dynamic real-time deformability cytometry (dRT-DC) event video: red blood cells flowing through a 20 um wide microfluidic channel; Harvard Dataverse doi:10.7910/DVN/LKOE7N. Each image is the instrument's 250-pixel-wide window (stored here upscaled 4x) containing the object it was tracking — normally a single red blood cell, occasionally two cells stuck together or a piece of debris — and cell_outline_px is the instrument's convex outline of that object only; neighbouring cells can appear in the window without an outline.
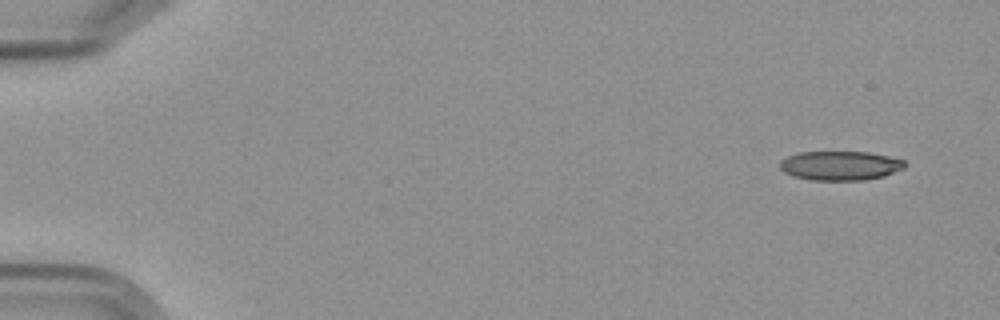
{"species": "Egyptian fruit bat (a non-hibernating species)", "species_latin": "Rousettus aegyptiacus", "temperature_condition": "cold", "stored_images_in_passage": 5, "camera_frame_rate_fps": 3000, "um_per_image_px": 0.085, "frame": {"image": 1, "passage_image": 1, "time_ms": 0.0, "image_size_px": [1000, 320], "cell_outline_px": [[908, 164], [904, 168], [884, 176], [864, 180], [812, 180], [792, 176], [784, 172], [780, 168], [780, 160], [788, 156], [800, 152], [868, 152], [888, 156], [904, 160]], "centroid_in_image_um": [71.42, 14.08], "position_along_channel_um": 13.6, "area_um2": 21.33}}
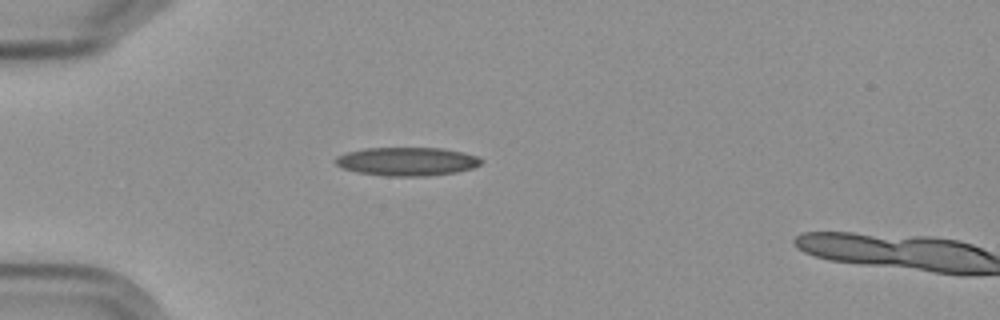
{"frame": {"image": 2, "passage_image": 4, "time_ms": 4.333, "image_size_px": [1000, 320], "cell_outline_px": [[484, 160], [480, 164], [472, 168], [456, 172], [428, 176], [388, 176], [356, 172], [344, 168], [336, 164], [332, 160], [336, 156], [344, 152], [364, 148], [444, 148], [476, 156]], "centroid_in_image_um": [34.55, 13.72], "position_along_channel_um": 50.5, "area_um2": 24.28}}